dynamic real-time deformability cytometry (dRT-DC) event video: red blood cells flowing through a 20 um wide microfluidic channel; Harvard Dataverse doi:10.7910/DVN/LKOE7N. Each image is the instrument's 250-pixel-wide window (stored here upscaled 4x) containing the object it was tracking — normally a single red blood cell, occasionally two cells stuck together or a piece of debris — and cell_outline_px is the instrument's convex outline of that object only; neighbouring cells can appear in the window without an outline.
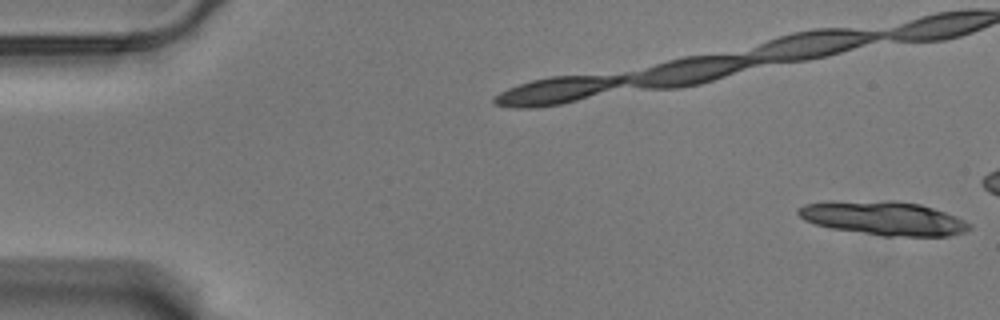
{"species": "Egyptian fruit bat (a non-hibernating species)", "species_latin": "Rousettus aegyptiacus", "temperature_condition": "warm", "stored_images_in_passage": 17, "camera_frame_rate_fps": 3000, "um_per_image_px": 0.085, "animal": {"sex": "male"}, "frame": {"image": 1, "passage_image": 1, "time_ms": 0.0, "image_size_px": [1000, 320], "cell_outline_px": [[972, 228], [964, 232], [948, 236], [880, 236], [832, 228], [816, 224], [804, 220], [796, 212], [796, 208], [804, 204], [832, 200], [896, 200], [920, 204], [956, 216], [972, 224]], "centroid_in_image_um": [75.07, 18.53], "position_along_channel_um": 9.9, "area_um2": 34.28}}